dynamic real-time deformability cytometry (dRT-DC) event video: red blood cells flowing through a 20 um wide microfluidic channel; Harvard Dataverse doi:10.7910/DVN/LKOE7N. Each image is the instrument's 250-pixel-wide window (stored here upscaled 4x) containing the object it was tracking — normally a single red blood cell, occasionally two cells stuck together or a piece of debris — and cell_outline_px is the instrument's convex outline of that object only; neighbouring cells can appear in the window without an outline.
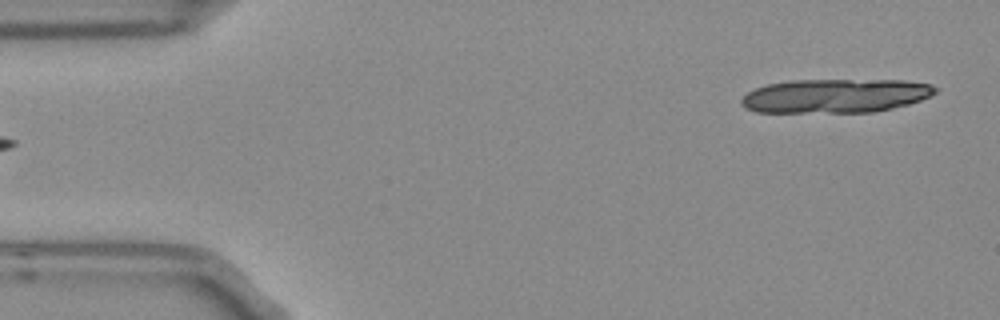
{"species": "Egyptian fruit bat (a non-hibernating species)", "species_latin": "Rousettus aegyptiacus", "temperature_condition": "room temperature", "stored_images_in_passage": 4, "segment_of_instrument_passage": [2, 2], "camera_frame_rate_fps": 3000, "um_per_image_px": 0.085, "frame": {"image": 1, "passage_image": 4, "time_ms": 1.0, "image_size_px": [1000, 320], "cell_outline_px": [[940, 88], [936, 92], [920, 100], [908, 104], [892, 108], [872, 112], [756, 112], [744, 108], [740, 104], [740, 100], [748, 92], [756, 88], [768, 84], [792, 80], [904, 80], [932, 84]], "centroid_in_image_um": [71.01, 8.14], "position_along_channel_um": 14.0, "area_um2": 38.44}}